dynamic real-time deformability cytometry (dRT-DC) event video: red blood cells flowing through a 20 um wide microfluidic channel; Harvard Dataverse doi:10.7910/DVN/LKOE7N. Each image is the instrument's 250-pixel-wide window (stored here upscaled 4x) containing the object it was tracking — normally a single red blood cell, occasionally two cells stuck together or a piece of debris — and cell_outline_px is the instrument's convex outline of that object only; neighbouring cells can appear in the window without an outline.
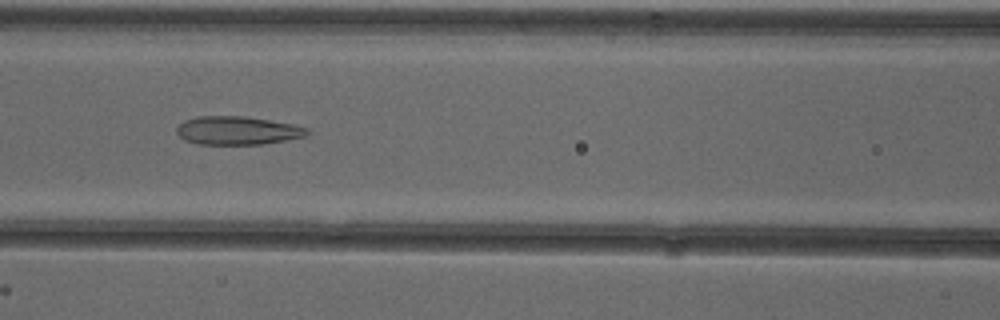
{"species": "common noctule bat (a hibernating species)", "species_latin": "Nyctalus noctula", "temperature_condition": "cold", "stored_images_in_passage": 38, "camera_frame_rate_fps": 3000, "um_per_image_px": 0.085, "animal": {"sex": "female"}, "frame": {"image": 1, "passage_image": 9, "time_ms": 2.667, "image_size_px": [1000, 320], "cell_outline_px": [[312, 132], [308, 136], [264, 144], [196, 144], [184, 140], [176, 132], [176, 128], [184, 120], [196, 116], [244, 116], [292, 124], [308, 128]], "centroid_in_image_um": [20.2, 11.1], "position_along_channel_um": 146.4, "area_um2": 21.73}}
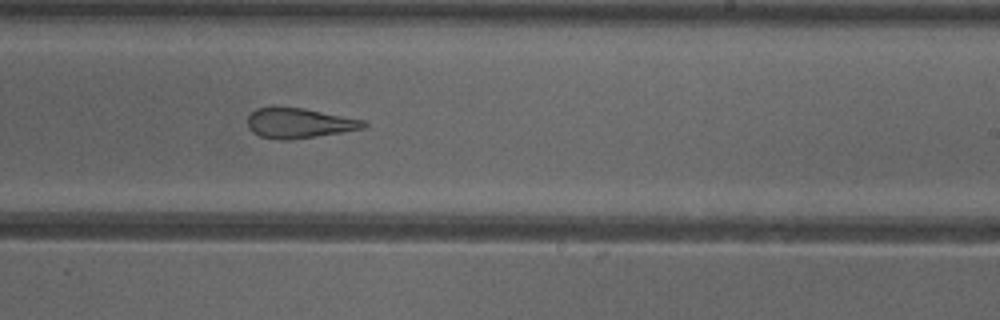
{"frame": {"image": 2, "passage_image": 18, "time_ms": 5.667, "image_size_px": [1000, 320], "cell_outline_px": [[368, 124], [364, 128], [292, 140], [284, 140], [260, 136], [252, 132], [248, 128], [248, 116], [256, 108], [272, 104], [276, 104], [304, 108], [364, 120]], "centroid_in_image_um": [25.36, 10.42], "position_along_channel_um": 263.6, "area_um2": 20.75}}
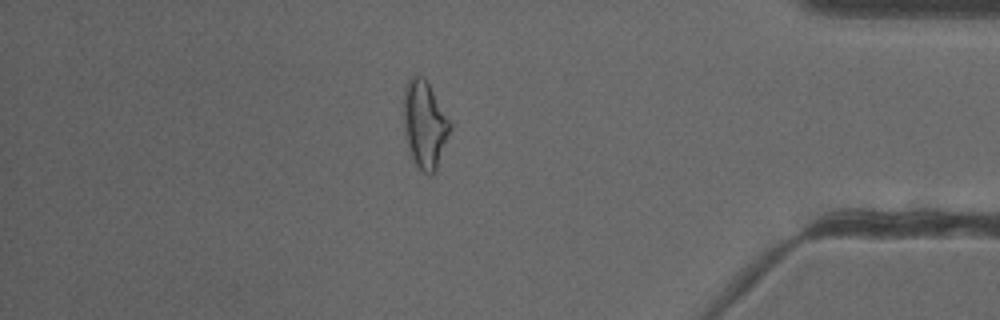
{"frame": {"image": 3, "passage_image": 31, "time_ms": 10.0, "image_size_px": [1000, 320], "cell_outline_px": [[452, 128], [436, 172], [432, 176], [428, 176], [416, 164], [408, 148], [404, 128], [404, 88], [408, 80], [416, 72], [424, 76], [452, 124]], "centroid_in_image_um": [36.11, 10.57], "position_along_channel_um": 399.1, "area_um2": 23.87}, "authors_computed_cell_mechanics": {"area_um2": 22.2819, "velocity_mm_per_s": 3.9147, "shape_relaxation_time_tau1_ms": null, "shape_relaxation_time_tau2_ms": 2.3351, "deformation_change_tau1": null, "deformation_change_tau2": 0.137}}